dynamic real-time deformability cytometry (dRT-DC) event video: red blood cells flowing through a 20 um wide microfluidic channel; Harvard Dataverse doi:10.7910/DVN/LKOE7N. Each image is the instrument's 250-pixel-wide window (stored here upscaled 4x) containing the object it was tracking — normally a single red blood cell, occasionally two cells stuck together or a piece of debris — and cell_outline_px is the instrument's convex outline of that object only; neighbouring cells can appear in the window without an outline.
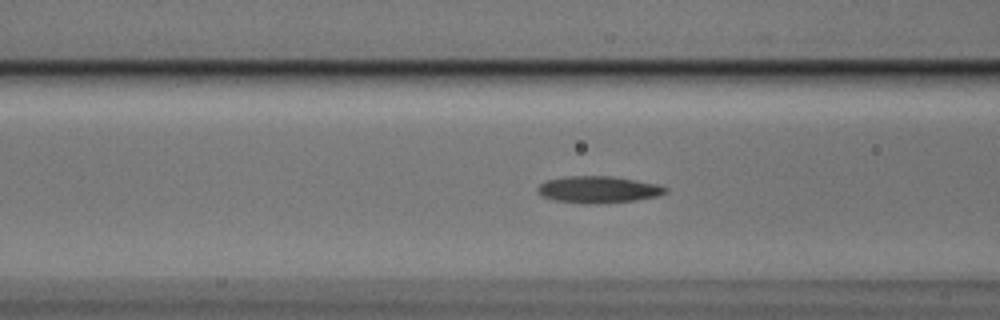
{"species": "Egyptian fruit bat (a non-hibernating species)", "species_latin": "Rousettus aegyptiacus", "temperature_condition": "cold", "stored_images_in_passage": 43, "camera_frame_rate_fps": 3000, "um_per_image_px": 0.085, "animal": {"sex": "male"}, "frame": {"image": 1, "passage_image": 9, "time_ms": 2.667, "image_size_px": [1000, 320], "cell_outline_px": [[668, 192], [656, 196], [636, 200], [584, 204], [556, 200], [540, 196], [536, 192], [536, 188], [540, 184], [548, 180], [568, 176], [608, 176], [656, 184], [668, 188]], "centroid_in_image_um": [50.8, 16.11], "position_along_channel_um": 115.8, "area_um2": 19.65}}
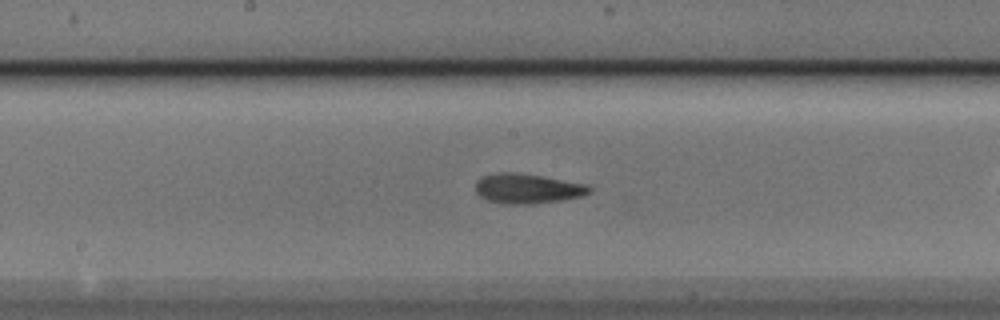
{"frame": {"image": 2, "passage_image": 16, "time_ms": 5.0, "image_size_px": [1000, 320], "cell_outline_px": [[592, 192], [580, 196], [560, 200], [532, 204], [504, 204], [488, 200], [480, 196], [476, 192], [476, 180], [480, 176], [496, 172], [516, 172], [540, 176], [584, 184], [592, 188]], "centroid_in_image_um": [44.77, 16.02], "position_along_channel_um": 203.4, "area_um2": 19.71}}
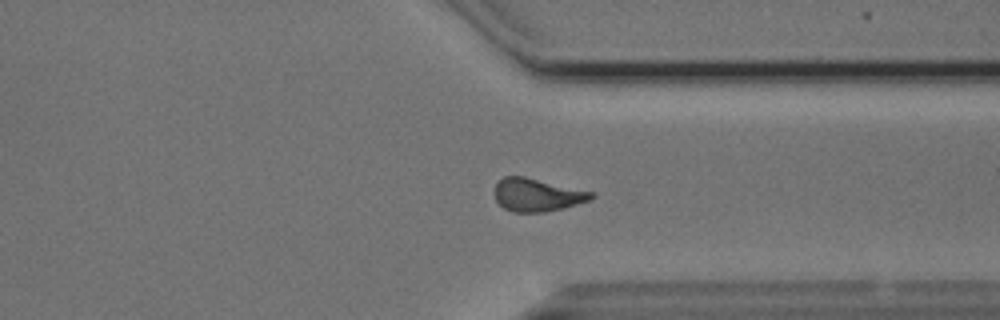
{"frame": {"image": 3, "passage_image": 29, "time_ms": 9.333, "image_size_px": [1000, 320], "cell_outline_px": [[596, 196], [588, 200], [576, 204], [544, 212], [512, 212], [504, 208], [496, 200], [496, 184], [504, 176], [524, 176], [592, 192]], "centroid_in_image_um": [45.63, 16.56], "position_along_channel_um": 365.8, "area_um2": 18.15}, "authors_computed_cell_mechanics": {"area_um2": 18.9006, "velocity_mm_per_s": 3.7549, "shape_relaxation_time_tau1_ms": 7.0159, "shape_relaxation_time_tau2_ms": 4.2219, "deformation_change_tau1": 0.1683, "deformation_change_tau2": 0.1149}}